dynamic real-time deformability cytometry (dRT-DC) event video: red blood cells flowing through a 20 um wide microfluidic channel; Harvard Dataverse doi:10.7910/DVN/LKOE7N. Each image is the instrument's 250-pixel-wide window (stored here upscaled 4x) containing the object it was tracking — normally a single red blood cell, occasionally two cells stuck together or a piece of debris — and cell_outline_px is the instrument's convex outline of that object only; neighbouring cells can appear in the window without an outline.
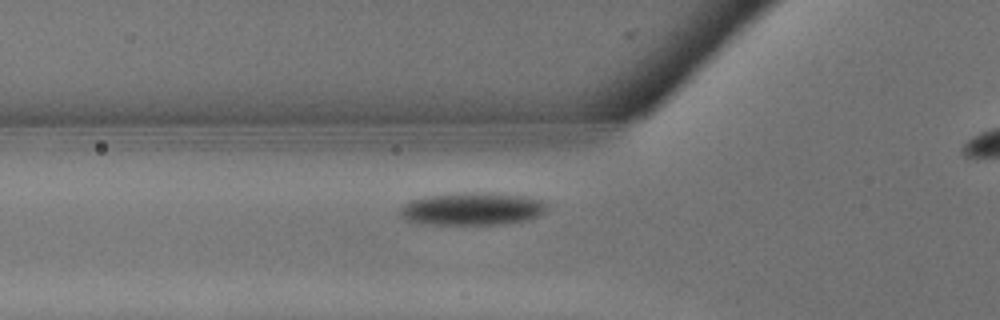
{"species": "common noctule bat (a hibernating species)", "species_latin": "Nyctalus noctula", "temperature_condition": "warm", "stored_images_in_passage": 17, "camera_frame_rate_fps": 3000, "um_per_image_px": 0.085, "animal": {"sex": "male", "body_mass_g": 13.3}, "frame": {"image": 1, "passage_image": 8, "time_ms": 2.333, "image_size_px": [1000, 320], "cell_outline_px": [[548, 204], [544, 212], [528, 220], [504, 224], [420, 224], [404, 220], [400, 216], [400, 208], [404, 204], [412, 200], [424, 196], [456, 192], [500, 192], [528, 196], [548, 200]], "centroid_in_image_um": [40.17, 17.73], "position_along_channel_um": 85.6, "area_um2": 28.84}}
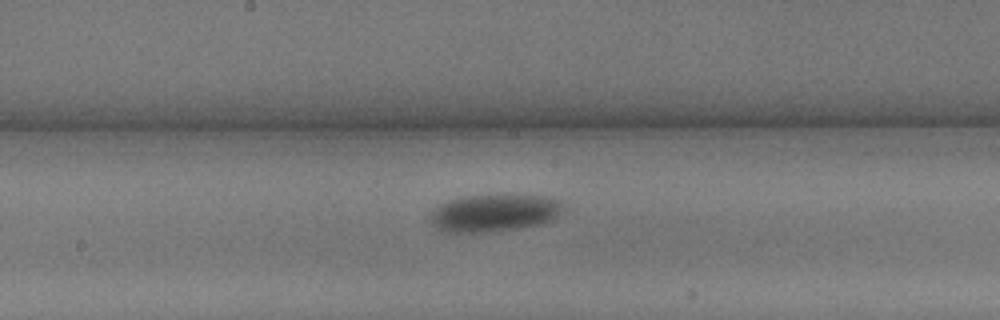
{"frame": {"image": 2, "passage_image": 13, "time_ms": 4.0, "image_size_px": [1000, 320], "cell_outline_px": [[564, 212], [552, 220], [540, 224], [492, 232], [440, 232], [432, 228], [428, 216], [436, 204], [464, 196], [552, 196], [560, 200], [564, 204]], "centroid_in_image_um": [41.96, 18.11], "position_along_channel_um": 206.2, "area_um2": 29.42}}
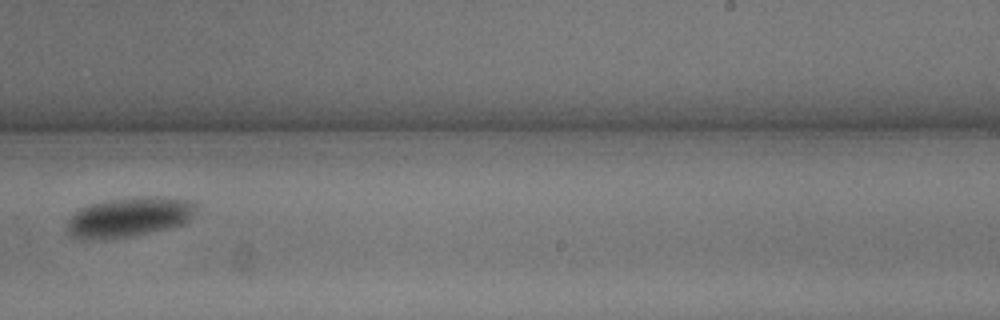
{"frame": {"image": 3, "passage_image": 16, "time_ms": 5.0, "image_size_px": [1000, 320], "cell_outline_px": [[196, 208], [188, 220], [184, 224], [136, 236], [92, 240], [84, 240], [72, 236], [68, 232], [68, 220], [80, 208], [88, 204], [104, 200], [132, 196], [164, 196], [188, 200], [196, 204]], "centroid_in_image_um": [10.97, 18.44], "position_along_channel_um": 278.0, "area_um2": 30.29}}